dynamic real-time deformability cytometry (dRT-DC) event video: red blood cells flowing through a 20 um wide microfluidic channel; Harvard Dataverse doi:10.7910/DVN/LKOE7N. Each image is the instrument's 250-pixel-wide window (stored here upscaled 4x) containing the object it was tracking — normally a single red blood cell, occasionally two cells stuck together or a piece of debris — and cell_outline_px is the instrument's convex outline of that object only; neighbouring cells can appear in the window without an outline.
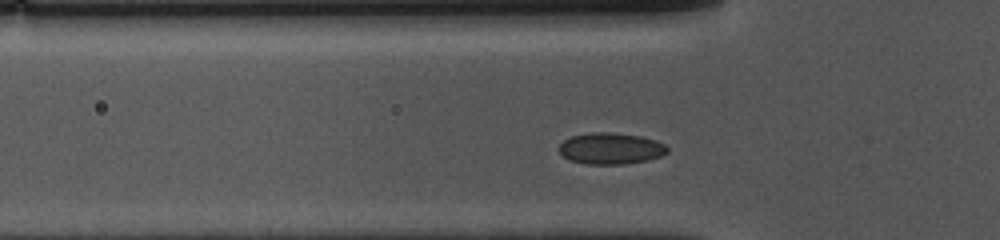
{"species": "common noctule bat (a hibernating species)", "species_latin": "Nyctalus noctula", "temperature_condition": "cold", "stored_images_in_passage": 38, "camera_frame_rate_fps": 3000, "um_per_image_px": 0.085, "animal": {"sex": "female", "body_mass_g": 10.0, "forearm_length_mm": 53.1}, "frame": {"image": 1, "passage_image": 10, "time_ms": 3.0, "image_size_px": [1000, 240], "cell_outline_px": [[668, 152], [660, 156], [648, 160], [624, 164], [584, 164], [572, 160], [564, 156], [556, 148], [564, 140], [572, 136], [588, 132], [612, 132], [640, 136], [656, 140], [664, 144], [668, 148]], "centroid_in_image_um": [51.9, 12.61], "position_along_channel_um": 73.9, "area_um2": 19.88}}
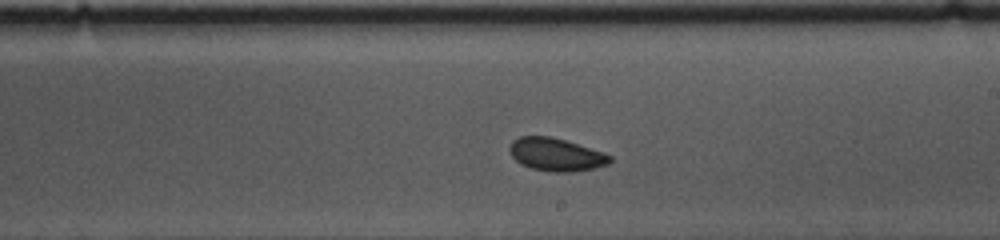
{"frame": {"image": 2, "passage_image": 24, "time_ms": 7.667, "image_size_px": [1000, 240], "cell_outline_px": [[612, 160], [608, 164], [592, 168], [572, 172], [548, 172], [532, 168], [520, 164], [512, 156], [508, 148], [512, 140], [520, 136], [552, 136], [604, 152], [612, 156]], "centroid_in_image_um": [47.25, 13.13], "position_along_channel_um": 241.8, "area_um2": 19.36}}
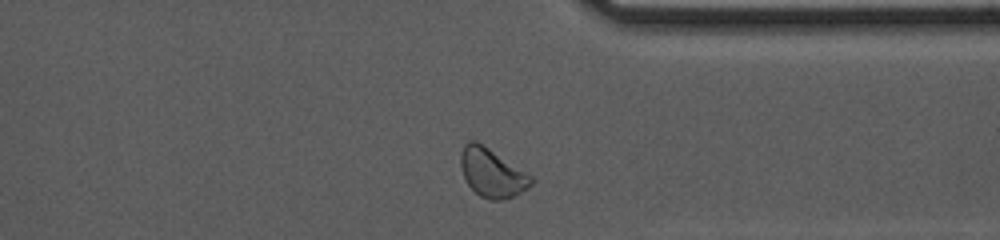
{"frame": {"image": 3, "passage_image": 35, "time_ms": 11.333, "image_size_px": [1000, 240], "cell_outline_px": [[532, 184], [528, 188], [512, 196], [500, 200], [488, 200], [480, 196], [468, 184], [464, 176], [460, 164], [460, 152], [464, 144], [468, 140], [476, 140], [532, 176]], "centroid_in_image_um": [41.78, 14.67], "position_along_channel_um": 369.6, "area_um2": 19.71}}